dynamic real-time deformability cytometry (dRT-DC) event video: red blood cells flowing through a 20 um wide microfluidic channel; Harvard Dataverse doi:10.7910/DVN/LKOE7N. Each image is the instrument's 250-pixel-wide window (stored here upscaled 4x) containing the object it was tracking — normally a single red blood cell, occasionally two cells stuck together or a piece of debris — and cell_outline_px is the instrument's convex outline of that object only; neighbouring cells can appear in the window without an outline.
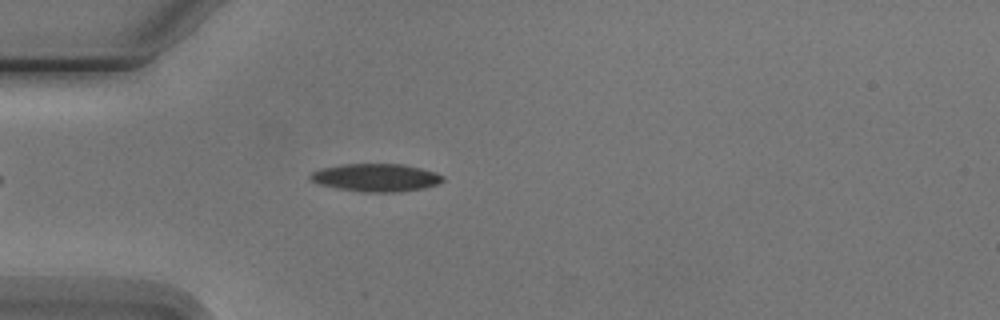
{"species": "Egyptian fruit bat (a non-hibernating species)", "species_latin": "Rousettus aegyptiacus", "temperature_condition": "cold", "stored_images_in_passage": 3, "camera_frame_rate_fps": 3000, "um_per_image_px": 0.085, "animal": {"sex": "male"}, "frame": {"image": 1, "passage_image": 3, "time_ms": 3.333, "image_size_px": [1000, 320], "cell_outline_px": [[444, 180], [436, 184], [424, 188], [400, 192], [360, 192], [336, 188], [320, 184], [312, 180], [308, 176], [312, 172], [320, 168], [344, 164], [404, 164], [436, 172], [444, 176]], "centroid_in_image_um": [31.96, 15.1], "position_along_channel_um": 53.0, "area_um2": 21.56}}